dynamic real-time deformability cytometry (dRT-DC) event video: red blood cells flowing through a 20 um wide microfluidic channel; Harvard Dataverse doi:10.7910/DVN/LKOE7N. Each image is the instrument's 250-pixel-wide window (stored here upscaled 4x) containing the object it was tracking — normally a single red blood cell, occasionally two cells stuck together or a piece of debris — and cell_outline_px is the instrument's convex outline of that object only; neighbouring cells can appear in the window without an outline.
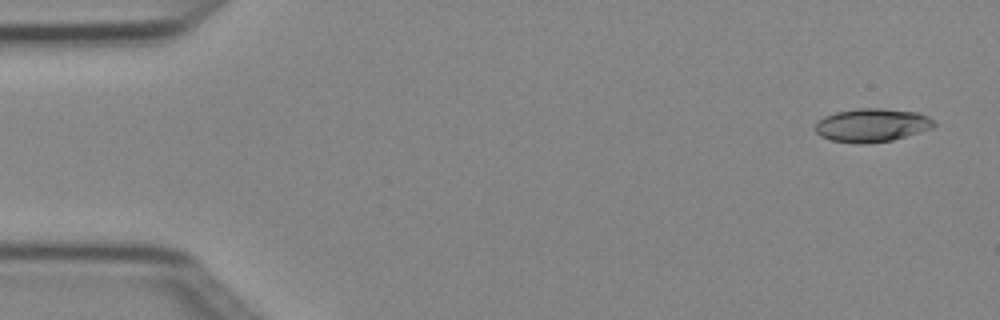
{"species": "Egyptian fruit bat (a non-hibernating species)", "species_latin": "Rousettus aegyptiacus", "temperature_condition": "cold", "stored_images_in_passage": 6, "camera_frame_rate_fps": 3000, "um_per_image_px": 0.085, "animal": {"sex": "female"}, "frame": {"image": 1, "passage_image": 1, "time_ms": 0.0, "image_size_px": [1000, 320], "cell_outline_px": [[936, 124], [932, 128], [892, 140], [864, 144], [856, 144], [832, 140], [820, 136], [816, 132], [816, 124], [824, 116], [836, 112], [860, 108], [880, 108], [916, 112], [928, 116]], "centroid_in_image_um": [74.1, 10.64], "position_along_channel_um": 10.9, "area_um2": 22.95}}
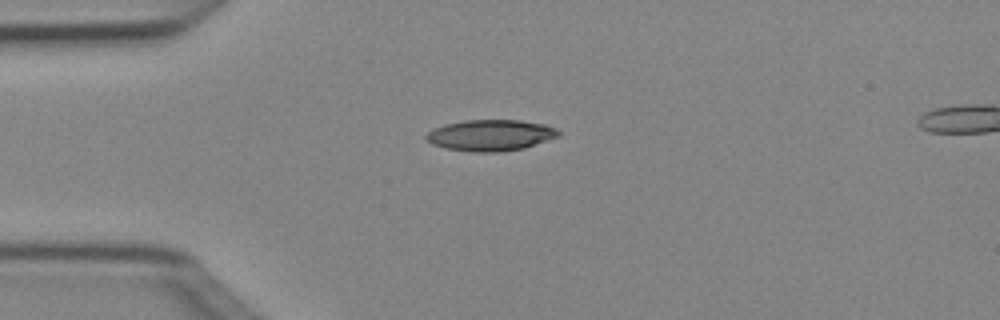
{"frame": {"image": 2, "passage_image": 4, "time_ms": 1.0, "image_size_px": [1000, 320], "cell_outline_px": [[560, 136], [524, 148], [500, 152], [472, 152], [444, 148], [432, 144], [424, 140], [424, 136], [432, 128], [444, 124], [464, 120], [520, 120], [544, 124], [556, 128], [560, 132]], "centroid_in_image_um": [41.66, 11.5], "position_along_channel_um": 43.3, "area_um2": 24.33}}
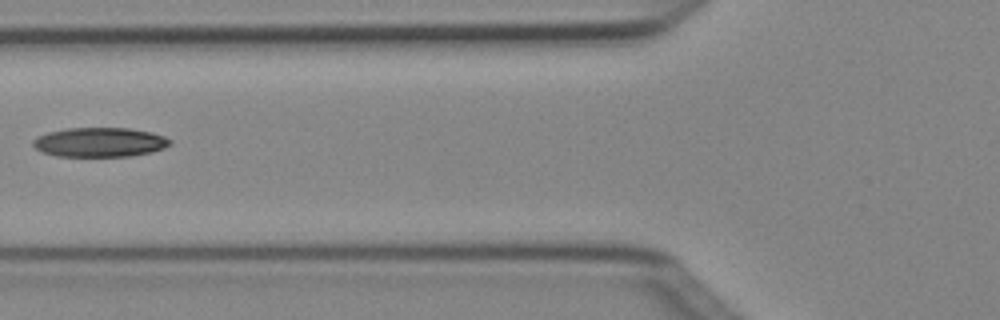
{"frame": {"image": 3, "passage_image": 6, "time_ms": 1.667, "image_size_px": [1000, 320], "cell_outline_px": [[172, 144], [164, 148], [152, 152], [132, 156], [56, 156], [40, 152], [32, 144], [32, 140], [36, 136], [48, 132], [68, 128], [128, 128], [152, 132], [164, 136], [172, 140]], "centroid_in_image_um": [8.48, 12.09], "position_along_channel_um": 117.3, "area_um2": 23.7}}